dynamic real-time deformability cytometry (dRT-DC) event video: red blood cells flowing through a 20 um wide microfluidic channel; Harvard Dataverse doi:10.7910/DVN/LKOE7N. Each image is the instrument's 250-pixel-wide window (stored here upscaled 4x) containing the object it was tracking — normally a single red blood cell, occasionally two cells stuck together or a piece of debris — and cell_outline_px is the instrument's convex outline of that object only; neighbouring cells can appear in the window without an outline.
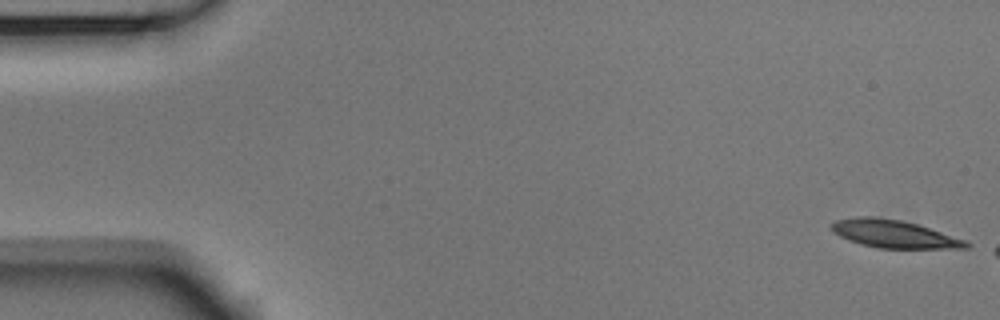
{"species": "Egyptian fruit bat (a non-hibernating species)", "species_latin": "Rousettus aegyptiacus", "temperature_condition": "room temperature", "stored_images_in_passage": 48, "camera_frame_rate_fps": 3000, "um_per_image_px": 0.085, "animal": {"sex": "male"}, "frame": {"image": 1, "passage_image": 1, "time_ms": 0.0, "image_size_px": [1000, 320], "cell_outline_px": [[972, 244], [968, 248], [876, 248], [860, 244], [848, 240], [840, 236], [832, 228], [832, 224], [836, 220], [856, 216], [872, 216], [900, 220], [916, 224], [968, 240]], "centroid_in_image_um": [76.03, 19.89], "position_along_channel_um": 9.0, "area_um2": 21.73}}
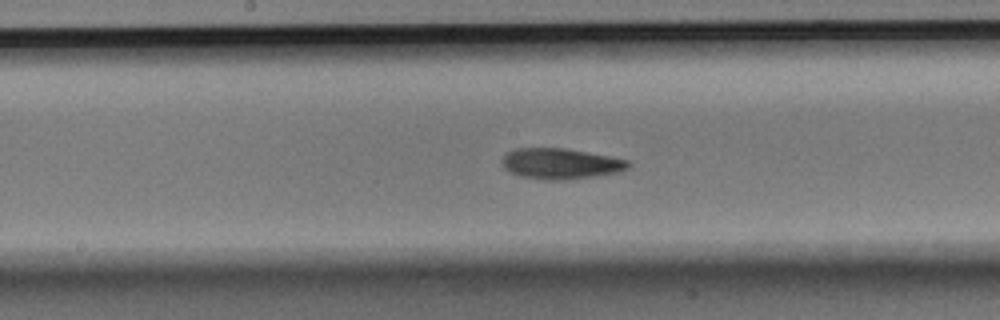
{"frame": {"image": 2, "passage_image": 27, "time_ms": 8.667, "image_size_px": [1000, 320], "cell_outline_px": [[632, 164], [628, 168], [620, 172], [568, 180], [544, 180], [520, 176], [508, 172], [504, 168], [504, 156], [508, 152], [516, 148], [564, 148], [608, 156], [628, 160]], "centroid_in_image_um": [47.67, 13.92], "position_along_channel_um": 200.5, "area_um2": 22.54}}
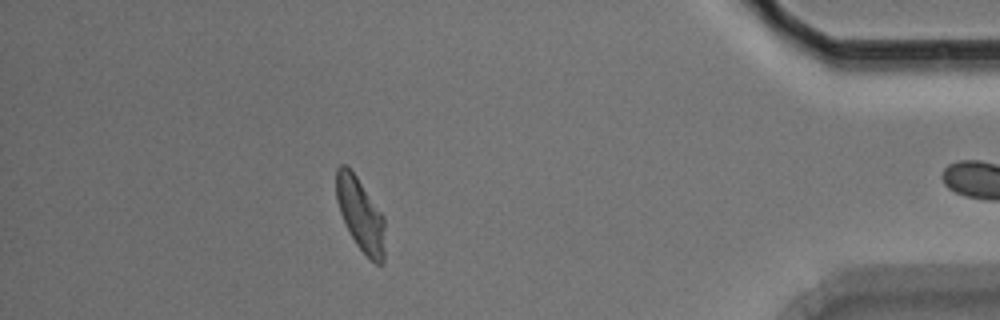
{"frame": {"image": 3, "passage_image": 47, "time_ms": 15.333, "image_size_px": [1000, 320], "cell_outline_px": [[384, 264], [376, 264], [356, 244], [340, 212], [336, 200], [336, 168], [340, 164], [344, 164], [356, 176], [384, 216]], "centroid_in_image_um": [30.64, 18.22], "position_along_channel_um": 404.6, "area_um2": 20.35}}